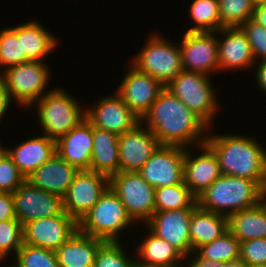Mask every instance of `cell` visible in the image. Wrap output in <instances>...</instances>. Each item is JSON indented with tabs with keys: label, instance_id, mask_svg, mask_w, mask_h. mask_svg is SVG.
I'll return each instance as SVG.
<instances>
[{
	"label": "cell",
	"instance_id": "1",
	"mask_svg": "<svg viewBox=\"0 0 266 267\" xmlns=\"http://www.w3.org/2000/svg\"><path fill=\"white\" fill-rule=\"evenodd\" d=\"M141 122L152 131L161 145H177L185 148L204 144L207 139L205 135L210 129L199 116L166 88L159 94Z\"/></svg>",
	"mask_w": 266,
	"mask_h": 267
},
{
	"label": "cell",
	"instance_id": "2",
	"mask_svg": "<svg viewBox=\"0 0 266 267\" xmlns=\"http://www.w3.org/2000/svg\"><path fill=\"white\" fill-rule=\"evenodd\" d=\"M249 137L209 133L205 143L216 154L221 174L266 182V150Z\"/></svg>",
	"mask_w": 266,
	"mask_h": 267
},
{
	"label": "cell",
	"instance_id": "3",
	"mask_svg": "<svg viewBox=\"0 0 266 267\" xmlns=\"http://www.w3.org/2000/svg\"><path fill=\"white\" fill-rule=\"evenodd\" d=\"M265 186L266 182L222 174L197 197V204L201 209L229 217L259 204Z\"/></svg>",
	"mask_w": 266,
	"mask_h": 267
},
{
	"label": "cell",
	"instance_id": "4",
	"mask_svg": "<svg viewBox=\"0 0 266 267\" xmlns=\"http://www.w3.org/2000/svg\"><path fill=\"white\" fill-rule=\"evenodd\" d=\"M63 89L55 88L43 95L33 106L37 107V121L44 135L57 140L86 119V110Z\"/></svg>",
	"mask_w": 266,
	"mask_h": 267
},
{
	"label": "cell",
	"instance_id": "5",
	"mask_svg": "<svg viewBox=\"0 0 266 267\" xmlns=\"http://www.w3.org/2000/svg\"><path fill=\"white\" fill-rule=\"evenodd\" d=\"M133 223L119 197L108 187L78 225L82 233L105 242H118L119 232Z\"/></svg>",
	"mask_w": 266,
	"mask_h": 267
},
{
	"label": "cell",
	"instance_id": "6",
	"mask_svg": "<svg viewBox=\"0 0 266 267\" xmlns=\"http://www.w3.org/2000/svg\"><path fill=\"white\" fill-rule=\"evenodd\" d=\"M210 81L208 75L183 69L165 88L179 98L211 129L220 106Z\"/></svg>",
	"mask_w": 266,
	"mask_h": 267
},
{
	"label": "cell",
	"instance_id": "7",
	"mask_svg": "<svg viewBox=\"0 0 266 267\" xmlns=\"http://www.w3.org/2000/svg\"><path fill=\"white\" fill-rule=\"evenodd\" d=\"M139 71L149 74L166 86L183 70L180 46L153 33L131 62Z\"/></svg>",
	"mask_w": 266,
	"mask_h": 267
},
{
	"label": "cell",
	"instance_id": "8",
	"mask_svg": "<svg viewBox=\"0 0 266 267\" xmlns=\"http://www.w3.org/2000/svg\"><path fill=\"white\" fill-rule=\"evenodd\" d=\"M10 97L20 107L28 108L48 92L51 72L44 61H28L0 72Z\"/></svg>",
	"mask_w": 266,
	"mask_h": 267
},
{
	"label": "cell",
	"instance_id": "9",
	"mask_svg": "<svg viewBox=\"0 0 266 267\" xmlns=\"http://www.w3.org/2000/svg\"><path fill=\"white\" fill-rule=\"evenodd\" d=\"M109 187L123 203L128 216L146 223L155 212V188L139 172H118L109 177Z\"/></svg>",
	"mask_w": 266,
	"mask_h": 267
},
{
	"label": "cell",
	"instance_id": "10",
	"mask_svg": "<svg viewBox=\"0 0 266 267\" xmlns=\"http://www.w3.org/2000/svg\"><path fill=\"white\" fill-rule=\"evenodd\" d=\"M109 187V177L91 170H80L63 197L64 211L78 223Z\"/></svg>",
	"mask_w": 266,
	"mask_h": 267
},
{
	"label": "cell",
	"instance_id": "11",
	"mask_svg": "<svg viewBox=\"0 0 266 267\" xmlns=\"http://www.w3.org/2000/svg\"><path fill=\"white\" fill-rule=\"evenodd\" d=\"M185 147L160 145L138 171L155 189L184 182Z\"/></svg>",
	"mask_w": 266,
	"mask_h": 267
},
{
	"label": "cell",
	"instance_id": "12",
	"mask_svg": "<svg viewBox=\"0 0 266 267\" xmlns=\"http://www.w3.org/2000/svg\"><path fill=\"white\" fill-rule=\"evenodd\" d=\"M78 229V222L64 211L23 224V243L56 251Z\"/></svg>",
	"mask_w": 266,
	"mask_h": 267
},
{
	"label": "cell",
	"instance_id": "13",
	"mask_svg": "<svg viewBox=\"0 0 266 267\" xmlns=\"http://www.w3.org/2000/svg\"><path fill=\"white\" fill-rule=\"evenodd\" d=\"M217 32H185L180 43L184 70L212 76L219 72Z\"/></svg>",
	"mask_w": 266,
	"mask_h": 267
},
{
	"label": "cell",
	"instance_id": "14",
	"mask_svg": "<svg viewBox=\"0 0 266 267\" xmlns=\"http://www.w3.org/2000/svg\"><path fill=\"white\" fill-rule=\"evenodd\" d=\"M12 196L15 217L22 224L64 212L61 196L34 187L27 180L12 193Z\"/></svg>",
	"mask_w": 266,
	"mask_h": 267
},
{
	"label": "cell",
	"instance_id": "15",
	"mask_svg": "<svg viewBox=\"0 0 266 267\" xmlns=\"http://www.w3.org/2000/svg\"><path fill=\"white\" fill-rule=\"evenodd\" d=\"M94 104L96 105L85 110L86 119L96 128L121 135L141 123V119L123 102L117 92Z\"/></svg>",
	"mask_w": 266,
	"mask_h": 267
},
{
	"label": "cell",
	"instance_id": "16",
	"mask_svg": "<svg viewBox=\"0 0 266 267\" xmlns=\"http://www.w3.org/2000/svg\"><path fill=\"white\" fill-rule=\"evenodd\" d=\"M194 209L156 211L145 226L156 236L169 242L186 258L191 253L189 226Z\"/></svg>",
	"mask_w": 266,
	"mask_h": 267
},
{
	"label": "cell",
	"instance_id": "17",
	"mask_svg": "<svg viewBox=\"0 0 266 267\" xmlns=\"http://www.w3.org/2000/svg\"><path fill=\"white\" fill-rule=\"evenodd\" d=\"M141 122L118 135L119 172H138L161 145L158 138Z\"/></svg>",
	"mask_w": 266,
	"mask_h": 267
},
{
	"label": "cell",
	"instance_id": "18",
	"mask_svg": "<svg viewBox=\"0 0 266 267\" xmlns=\"http://www.w3.org/2000/svg\"><path fill=\"white\" fill-rule=\"evenodd\" d=\"M130 68L116 92L123 102L142 119L165 86L149 74L139 71L132 64Z\"/></svg>",
	"mask_w": 266,
	"mask_h": 267
},
{
	"label": "cell",
	"instance_id": "19",
	"mask_svg": "<svg viewBox=\"0 0 266 267\" xmlns=\"http://www.w3.org/2000/svg\"><path fill=\"white\" fill-rule=\"evenodd\" d=\"M217 34L223 38L218 39L219 71L255 67L256 62L250 42L240 26L223 27Z\"/></svg>",
	"mask_w": 266,
	"mask_h": 267
},
{
	"label": "cell",
	"instance_id": "20",
	"mask_svg": "<svg viewBox=\"0 0 266 267\" xmlns=\"http://www.w3.org/2000/svg\"><path fill=\"white\" fill-rule=\"evenodd\" d=\"M197 147L202 150L199 156L191 155L187 148L184 156V183L196 198L222 175L213 150L206 143Z\"/></svg>",
	"mask_w": 266,
	"mask_h": 267
},
{
	"label": "cell",
	"instance_id": "21",
	"mask_svg": "<svg viewBox=\"0 0 266 267\" xmlns=\"http://www.w3.org/2000/svg\"><path fill=\"white\" fill-rule=\"evenodd\" d=\"M55 142L56 153L62 159L71 165H75L79 170H90L93 126L87 119Z\"/></svg>",
	"mask_w": 266,
	"mask_h": 267
},
{
	"label": "cell",
	"instance_id": "22",
	"mask_svg": "<svg viewBox=\"0 0 266 267\" xmlns=\"http://www.w3.org/2000/svg\"><path fill=\"white\" fill-rule=\"evenodd\" d=\"M79 171L75 165L69 164L56 153L26 180L34 187L63 198Z\"/></svg>",
	"mask_w": 266,
	"mask_h": 267
},
{
	"label": "cell",
	"instance_id": "23",
	"mask_svg": "<svg viewBox=\"0 0 266 267\" xmlns=\"http://www.w3.org/2000/svg\"><path fill=\"white\" fill-rule=\"evenodd\" d=\"M3 149L27 179L56 154V142L46 135H40L24 140L15 148L4 147Z\"/></svg>",
	"mask_w": 266,
	"mask_h": 267
},
{
	"label": "cell",
	"instance_id": "24",
	"mask_svg": "<svg viewBox=\"0 0 266 267\" xmlns=\"http://www.w3.org/2000/svg\"><path fill=\"white\" fill-rule=\"evenodd\" d=\"M105 241L79 229L55 252L59 267H93L99 247Z\"/></svg>",
	"mask_w": 266,
	"mask_h": 267
},
{
	"label": "cell",
	"instance_id": "25",
	"mask_svg": "<svg viewBox=\"0 0 266 267\" xmlns=\"http://www.w3.org/2000/svg\"><path fill=\"white\" fill-rule=\"evenodd\" d=\"M149 235L142 241L137 251V267H184L181 261L185 257L174 248L169 242L163 240L152 233L149 229Z\"/></svg>",
	"mask_w": 266,
	"mask_h": 267
},
{
	"label": "cell",
	"instance_id": "26",
	"mask_svg": "<svg viewBox=\"0 0 266 267\" xmlns=\"http://www.w3.org/2000/svg\"><path fill=\"white\" fill-rule=\"evenodd\" d=\"M90 170L111 177L119 172L118 135L93 126Z\"/></svg>",
	"mask_w": 266,
	"mask_h": 267
},
{
	"label": "cell",
	"instance_id": "27",
	"mask_svg": "<svg viewBox=\"0 0 266 267\" xmlns=\"http://www.w3.org/2000/svg\"><path fill=\"white\" fill-rule=\"evenodd\" d=\"M21 37L22 53L29 61H43L58 45V40L37 21L11 27Z\"/></svg>",
	"mask_w": 266,
	"mask_h": 267
},
{
	"label": "cell",
	"instance_id": "28",
	"mask_svg": "<svg viewBox=\"0 0 266 267\" xmlns=\"http://www.w3.org/2000/svg\"><path fill=\"white\" fill-rule=\"evenodd\" d=\"M191 253L228 231V217L197 206L190 220Z\"/></svg>",
	"mask_w": 266,
	"mask_h": 267
},
{
	"label": "cell",
	"instance_id": "29",
	"mask_svg": "<svg viewBox=\"0 0 266 267\" xmlns=\"http://www.w3.org/2000/svg\"><path fill=\"white\" fill-rule=\"evenodd\" d=\"M228 230L240 241L266 238V207L262 201L228 217Z\"/></svg>",
	"mask_w": 266,
	"mask_h": 267
},
{
	"label": "cell",
	"instance_id": "30",
	"mask_svg": "<svg viewBox=\"0 0 266 267\" xmlns=\"http://www.w3.org/2000/svg\"><path fill=\"white\" fill-rule=\"evenodd\" d=\"M188 12L195 25L187 32H217L224 27L221 24L219 0H193Z\"/></svg>",
	"mask_w": 266,
	"mask_h": 267
},
{
	"label": "cell",
	"instance_id": "31",
	"mask_svg": "<svg viewBox=\"0 0 266 267\" xmlns=\"http://www.w3.org/2000/svg\"><path fill=\"white\" fill-rule=\"evenodd\" d=\"M197 198L185 183L155 189V212L196 208Z\"/></svg>",
	"mask_w": 266,
	"mask_h": 267
},
{
	"label": "cell",
	"instance_id": "32",
	"mask_svg": "<svg viewBox=\"0 0 266 267\" xmlns=\"http://www.w3.org/2000/svg\"><path fill=\"white\" fill-rule=\"evenodd\" d=\"M201 258L227 263L240 258V241L228 230L222 236L195 251Z\"/></svg>",
	"mask_w": 266,
	"mask_h": 267
},
{
	"label": "cell",
	"instance_id": "33",
	"mask_svg": "<svg viewBox=\"0 0 266 267\" xmlns=\"http://www.w3.org/2000/svg\"><path fill=\"white\" fill-rule=\"evenodd\" d=\"M254 8L253 0H219L221 24L224 27L241 26L253 18Z\"/></svg>",
	"mask_w": 266,
	"mask_h": 267
},
{
	"label": "cell",
	"instance_id": "34",
	"mask_svg": "<svg viewBox=\"0 0 266 267\" xmlns=\"http://www.w3.org/2000/svg\"><path fill=\"white\" fill-rule=\"evenodd\" d=\"M28 61L25 53H22L21 37L11 27L0 30V66L4 68L3 71Z\"/></svg>",
	"mask_w": 266,
	"mask_h": 267
},
{
	"label": "cell",
	"instance_id": "35",
	"mask_svg": "<svg viewBox=\"0 0 266 267\" xmlns=\"http://www.w3.org/2000/svg\"><path fill=\"white\" fill-rule=\"evenodd\" d=\"M16 263L9 267H59L56 252L25 243L16 254Z\"/></svg>",
	"mask_w": 266,
	"mask_h": 267
},
{
	"label": "cell",
	"instance_id": "36",
	"mask_svg": "<svg viewBox=\"0 0 266 267\" xmlns=\"http://www.w3.org/2000/svg\"><path fill=\"white\" fill-rule=\"evenodd\" d=\"M121 242L106 241L98 249L93 267H137L136 259L128 258Z\"/></svg>",
	"mask_w": 266,
	"mask_h": 267
},
{
	"label": "cell",
	"instance_id": "37",
	"mask_svg": "<svg viewBox=\"0 0 266 267\" xmlns=\"http://www.w3.org/2000/svg\"><path fill=\"white\" fill-rule=\"evenodd\" d=\"M23 245V224L16 218L0 221V262Z\"/></svg>",
	"mask_w": 266,
	"mask_h": 267
},
{
	"label": "cell",
	"instance_id": "38",
	"mask_svg": "<svg viewBox=\"0 0 266 267\" xmlns=\"http://www.w3.org/2000/svg\"><path fill=\"white\" fill-rule=\"evenodd\" d=\"M25 181V176L3 151L0 154V192L13 193Z\"/></svg>",
	"mask_w": 266,
	"mask_h": 267
},
{
	"label": "cell",
	"instance_id": "39",
	"mask_svg": "<svg viewBox=\"0 0 266 267\" xmlns=\"http://www.w3.org/2000/svg\"><path fill=\"white\" fill-rule=\"evenodd\" d=\"M240 27L247 35L255 62L266 60V28L253 18L245 21Z\"/></svg>",
	"mask_w": 266,
	"mask_h": 267
},
{
	"label": "cell",
	"instance_id": "40",
	"mask_svg": "<svg viewBox=\"0 0 266 267\" xmlns=\"http://www.w3.org/2000/svg\"><path fill=\"white\" fill-rule=\"evenodd\" d=\"M246 266L266 265V238L240 242V258Z\"/></svg>",
	"mask_w": 266,
	"mask_h": 267
},
{
	"label": "cell",
	"instance_id": "41",
	"mask_svg": "<svg viewBox=\"0 0 266 267\" xmlns=\"http://www.w3.org/2000/svg\"><path fill=\"white\" fill-rule=\"evenodd\" d=\"M16 219L12 193L0 192V221Z\"/></svg>",
	"mask_w": 266,
	"mask_h": 267
},
{
	"label": "cell",
	"instance_id": "42",
	"mask_svg": "<svg viewBox=\"0 0 266 267\" xmlns=\"http://www.w3.org/2000/svg\"><path fill=\"white\" fill-rule=\"evenodd\" d=\"M190 256L193 257L190 258ZM188 257L185 258V261L186 259H190V262L186 265V267H223L222 263L201 258L196 252L190 253Z\"/></svg>",
	"mask_w": 266,
	"mask_h": 267
},
{
	"label": "cell",
	"instance_id": "43",
	"mask_svg": "<svg viewBox=\"0 0 266 267\" xmlns=\"http://www.w3.org/2000/svg\"><path fill=\"white\" fill-rule=\"evenodd\" d=\"M11 97L9 91L6 89V86L3 80L0 78V121L5 117L4 115L7 113L8 107L10 108Z\"/></svg>",
	"mask_w": 266,
	"mask_h": 267
},
{
	"label": "cell",
	"instance_id": "44",
	"mask_svg": "<svg viewBox=\"0 0 266 267\" xmlns=\"http://www.w3.org/2000/svg\"><path fill=\"white\" fill-rule=\"evenodd\" d=\"M256 71L255 74L256 82L258 83V87L260 88V91L263 92L266 91V60L259 61L256 63ZM266 93V92H265Z\"/></svg>",
	"mask_w": 266,
	"mask_h": 267
},
{
	"label": "cell",
	"instance_id": "45",
	"mask_svg": "<svg viewBox=\"0 0 266 267\" xmlns=\"http://www.w3.org/2000/svg\"><path fill=\"white\" fill-rule=\"evenodd\" d=\"M253 19L266 28V3L255 5Z\"/></svg>",
	"mask_w": 266,
	"mask_h": 267
},
{
	"label": "cell",
	"instance_id": "46",
	"mask_svg": "<svg viewBox=\"0 0 266 267\" xmlns=\"http://www.w3.org/2000/svg\"><path fill=\"white\" fill-rule=\"evenodd\" d=\"M223 267H247L240 259L229 261L223 264Z\"/></svg>",
	"mask_w": 266,
	"mask_h": 267
},
{
	"label": "cell",
	"instance_id": "47",
	"mask_svg": "<svg viewBox=\"0 0 266 267\" xmlns=\"http://www.w3.org/2000/svg\"><path fill=\"white\" fill-rule=\"evenodd\" d=\"M262 203L265 205L266 207V186L263 188L262 190Z\"/></svg>",
	"mask_w": 266,
	"mask_h": 267
},
{
	"label": "cell",
	"instance_id": "48",
	"mask_svg": "<svg viewBox=\"0 0 266 267\" xmlns=\"http://www.w3.org/2000/svg\"><path fill=\"white\" fill-rule=\"evenodd\" d=\"M255 5L266 3V0H253Z\"/></svg>",
	"mask_w": 266,
	"mask_h": 267
},
{
	"label": "cell",
	"instance_id": "49",
	"mask_svg": "<svg viewBox=\"0 0 266 267\" xmlns=\"http://www.w3.org/2000/svg\"><path fill=\"white\" fill-rule=\"evenodd\" d=\"M247 267H266V265H256V266H247Z\"/></svg>",
	"mask_w": 266,
	"mask_h": 267
},
{
	"label": "cell",
	"instance_id": "50",
	"mask_svg": "<svg viewBox=\"0 0 266 267\" xmlns=\"http://www.w3.org/2000/svg\"><path fill=\"white\" fill-rule=\"evenodd\" d=\"M4 147L0 144V154L4 151Z\"/></svg>",
	"mask_w": 266,
	"mask_h": 267
}]
</instances>
